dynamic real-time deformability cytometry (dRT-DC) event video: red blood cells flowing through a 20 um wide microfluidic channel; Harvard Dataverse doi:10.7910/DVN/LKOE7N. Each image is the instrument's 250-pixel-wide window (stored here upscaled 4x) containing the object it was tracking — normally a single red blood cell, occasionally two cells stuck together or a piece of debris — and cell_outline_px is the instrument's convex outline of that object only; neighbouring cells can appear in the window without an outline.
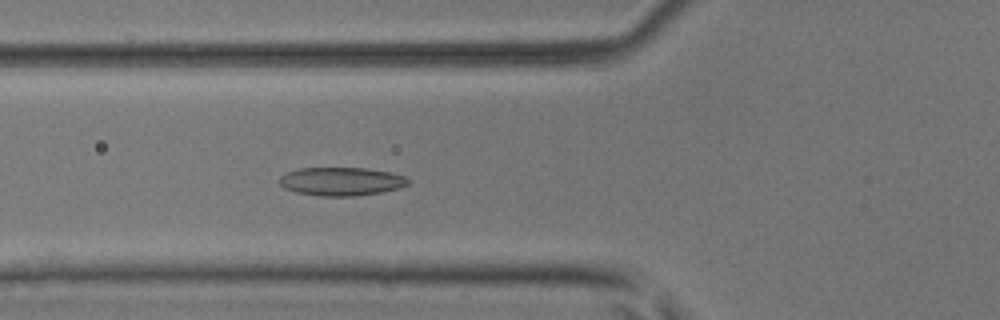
{"species": "common noctule bat (a hibernating species)", "species_latin": "Nyctalus noctula", "temperature_condition": "room temperature", "stored_images_in_passage": 50, "camera_frame_rate_fps": 3000, "um_per_image_px": 0.085, "animal": {"sex": "male", "body_mass_g": 17.9, "forearm_length_mm": 54.2}, "frame": {"image": 1, "passage_image": 19, "time_ms": 6.0, "image_size_px": [1000, 320], "cell_outline_px": [[408, 184], [400, 188], [380, 192], [352, 196], [320, 196], [296, 192], [284, 188], [280, 184], [280, 176], [288, 172], [300, 168], [368, 168], [392, 172], [408, 176]], "centroid_in_image_um": [29.04, 15.41], "position_along_channel_um": 96.8, "area_um2": 21.33}}
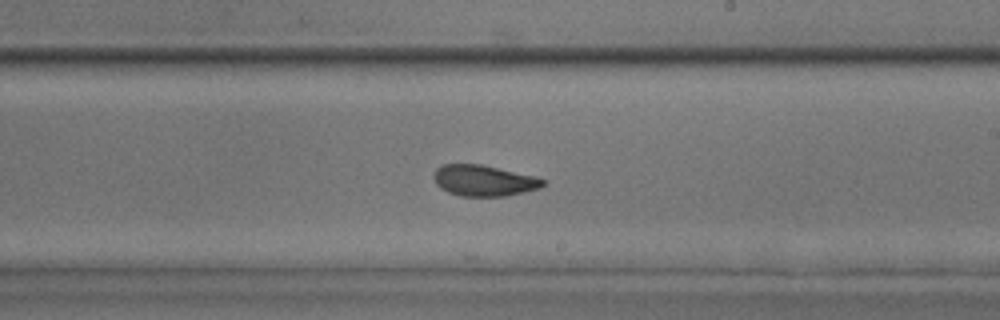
{"frame": {"image": 2, "passage_image": 30, "time_ms": 9.667, "image_size_px": [1000, 320], "cell_outline_px": [[544, 184], [540, 188], [524, 192], [504, 196], [460, 196], [448, 192], [440, 188], [436, 184], [432, 176], [436, 168], [444, 164], [480, 164], [536, 176], [544, 180]], "centroid_in_image_um": [41.1, 15.35], "position_along_channel_um": 247.9, "area_um2": 19.77}}
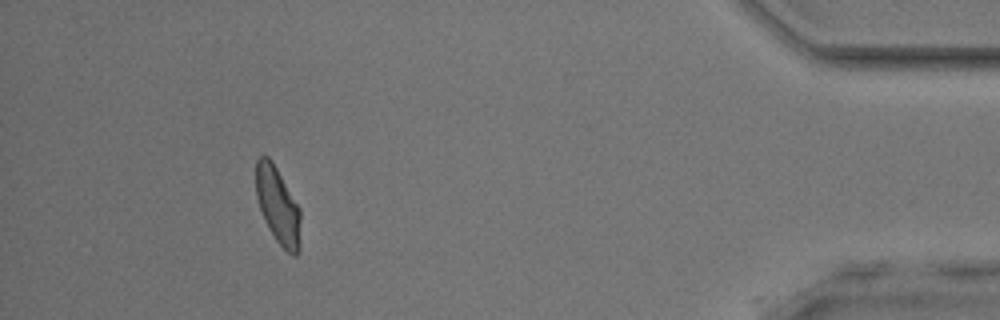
{"frame": {"image": 3, "passage_image": 46, "time_ms": 15.0, "image_size_px": [1000, 320], "cell_outline_px": [[300, 252], [296, 256], [292, 256], [276, 240], [268, 228], [264, 220], [256, 196], [256, 160], [260, 156], [268, 156], [272, 160], [300, 208]], "centroid_in_image_um": [23.63, 17.49], "position_along_channel_um": 411.6, "area_um2": 20.06}, "authors_computed_cell_mechanics": {"area_um2": 20.6346, "velocity_mm_per_s": 4.1332, "shape_relaxation_time_tau1_ms": 3.7392, "shape_relaxation_time_tau2_ms": 1.9565, "deformation_change_tau1": 0.1116, "deformation_change_tau2": 0.0754}}